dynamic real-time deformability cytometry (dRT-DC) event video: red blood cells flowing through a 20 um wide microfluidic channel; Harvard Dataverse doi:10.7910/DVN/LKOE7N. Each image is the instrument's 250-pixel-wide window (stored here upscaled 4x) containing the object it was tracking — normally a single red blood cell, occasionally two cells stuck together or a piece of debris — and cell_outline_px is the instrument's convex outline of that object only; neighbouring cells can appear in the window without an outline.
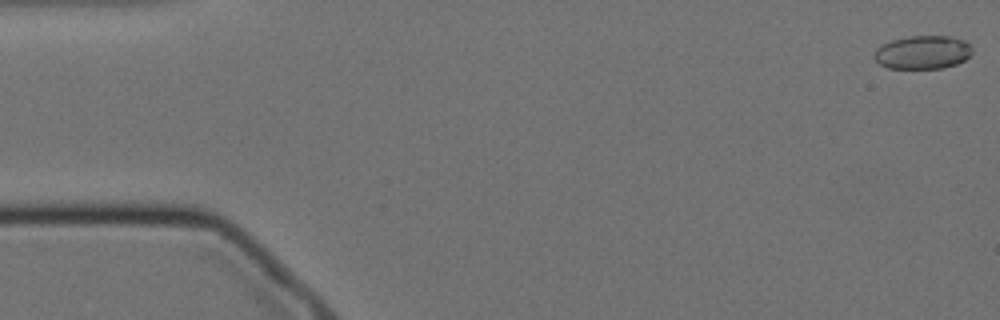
{"species": "Egyptian fruit bat (a non-hibernating species)", "species_latin": "Rousettus aegyptiacus", "temperature_condition": "cold", "stored_images_in_passage": 57, "camera_frame_rate_fps": 3000, "um_per_image_px": 0.085, "animal": {"sex": "female"}, "frame": {"image": 1, "passage_image": 1, "time_ms": 0.0, "image_size_px": [1000, 320], "cell_outline_px": [[972, 52], [964, 60], [956, 64], [944, 68], [888, 68], [880, 64], [876, 60], [876, 48], [892, 40], [908, 36], [948, 36], [964, 40], [972, 48]], "centroid_in_image_um": [78.45, 4.44], "position_along_channel_um": 6.5, "area_um2": 18.84}}
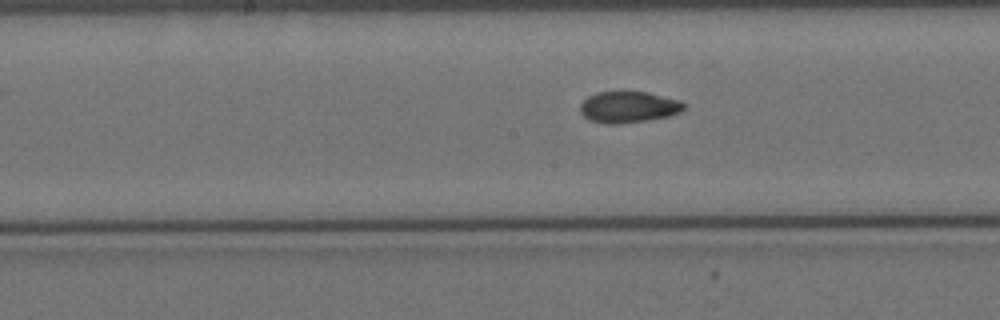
{"frame": {"image": 2, "passage_image": 28, "time_ms": 9.0, "image_size_px": [1000, 320], "cell_outline_px": [[684, 108], [680, 112], [668, 116], [648, 120], [620, 124], [604, 124], [588, 120], [580, 112], [580, 104], [588, 96], [596, 92], [620, 88], [648, 92], [680, 100], [684, 104]], "centroid_in_image_um": [53.37, 9.05], "position_along_channel_um": 194.8, "area_um2": 19.77}}
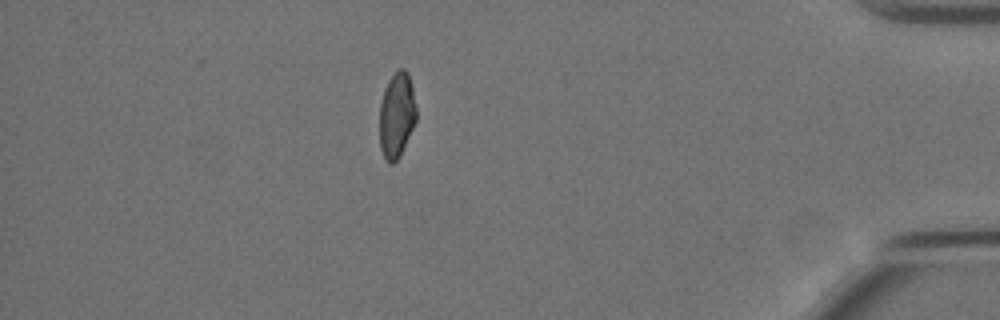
{"frame": {"image": 3, "passage_image": 50, "time_ms": 16.333, "image_size_px": [1000, 320], "cell_outline_px": [[416, 120], [400, 156], [392, 164], [388, 164], [380, 148], [380, 104], [384, 88], [388, 80], [400, 68], [404, 68], [408, 72], [412, 88], [416, 108]], "centroid_in_image_um": [33.71, 9.79], "position_along_channel_um": 401.5, "area_um2": 18.21}, "authors_computed_cell_mechanics": {"area_um2": 19.2474, "velocity_mm_per_s": 3.4826, "shape_relaxation_time_tau1_ms": null, "shape_relaxation_time_tau2_ms": 3.6374, "deformation_change_tau1": null, "deformation_change_tau2": 0.0762}}